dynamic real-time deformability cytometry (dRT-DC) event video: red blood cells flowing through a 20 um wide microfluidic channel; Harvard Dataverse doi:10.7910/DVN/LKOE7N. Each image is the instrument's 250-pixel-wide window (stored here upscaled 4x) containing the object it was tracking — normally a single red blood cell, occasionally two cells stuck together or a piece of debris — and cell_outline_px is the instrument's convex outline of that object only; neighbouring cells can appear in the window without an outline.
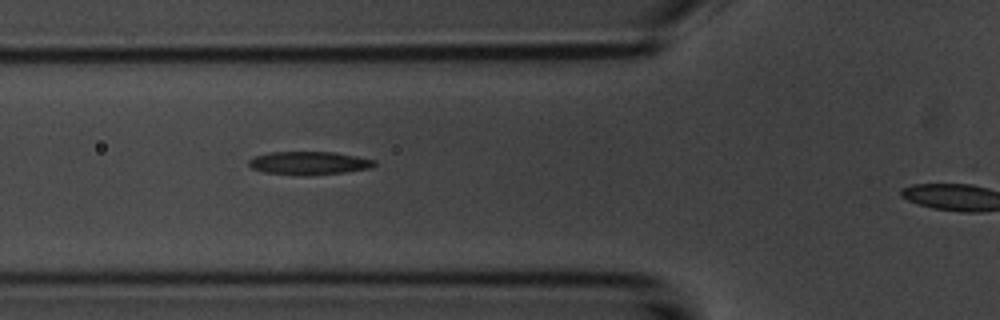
{"species": "common noctule bat (a hibernating species)", "species_latin": "Nyctalus noctula", "temperature_condition": "room temperature", "stored_images_in_passage": 4, "camera_frame_rate_fps": 3000, "um_per_image_px": 0.085, "animal": {"sex": "male", "body_mass_g": 20.1, "forearm_length_mm": 53.5}, "frame": {"image": 1, "passage_image": 3, "time_ms": 0.667, "image_size_px": [1000, 320], "cell_outline_px": [[376, 164], [368, 168], [344, 172], [308, 176], [264, 172], [252, 168], [248, 164], [248, 160], [252, 156], [268, 152], [332, 152], [356, 156], [376, 160]], "centroid_in_image_um": [26.21, 13.86], "position_along_channel_um": 99.6, "area_um2": 16.99}}